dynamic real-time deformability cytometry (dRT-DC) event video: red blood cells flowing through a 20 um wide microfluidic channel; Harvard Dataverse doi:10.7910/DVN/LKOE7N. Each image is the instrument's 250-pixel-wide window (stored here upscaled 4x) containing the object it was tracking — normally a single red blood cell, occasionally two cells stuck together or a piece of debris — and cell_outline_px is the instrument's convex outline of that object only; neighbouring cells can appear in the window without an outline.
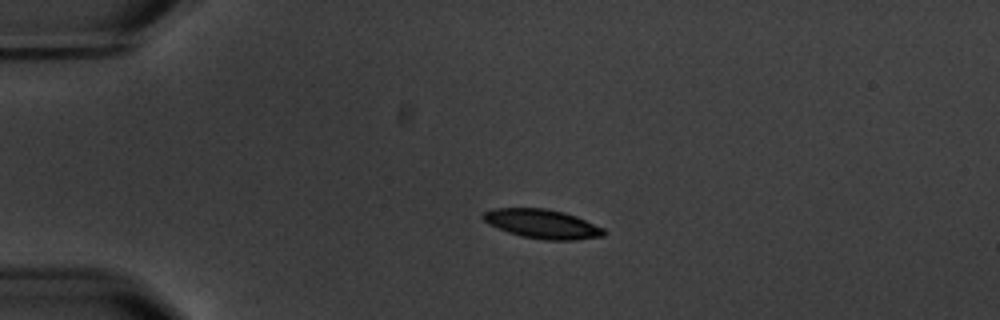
{"species": "common noctule bat (a hibernating species)", "species_latin": "Nyctalus noctula", "temperature_condition": "warm", "stored_images_in_passage": 6, "camera_frame_rate_fps": 3000, "um_per_image_px": 0.085, "animal": {"sex": "male", "body_mass_g": 20.1, "forearm_length_mm": 53.5}, "frame": {"image": 1, "passage_image": 5, "time_ms": 4.667, "image_size_px": [1000, 320], "cell_outline_px": [[608, 232], [604, 236], [576, 240], [544, 240], [520, 236], [508, 232], [488, 224], [480, 216], [484, 212], [492, 208], [544, 208], [564, 212], [576, 216], [604, 228]], "centroid_in_image_um": [46.1, 19.03], "position_along_channel_um": 38.9, "area_um2": 20.69}}